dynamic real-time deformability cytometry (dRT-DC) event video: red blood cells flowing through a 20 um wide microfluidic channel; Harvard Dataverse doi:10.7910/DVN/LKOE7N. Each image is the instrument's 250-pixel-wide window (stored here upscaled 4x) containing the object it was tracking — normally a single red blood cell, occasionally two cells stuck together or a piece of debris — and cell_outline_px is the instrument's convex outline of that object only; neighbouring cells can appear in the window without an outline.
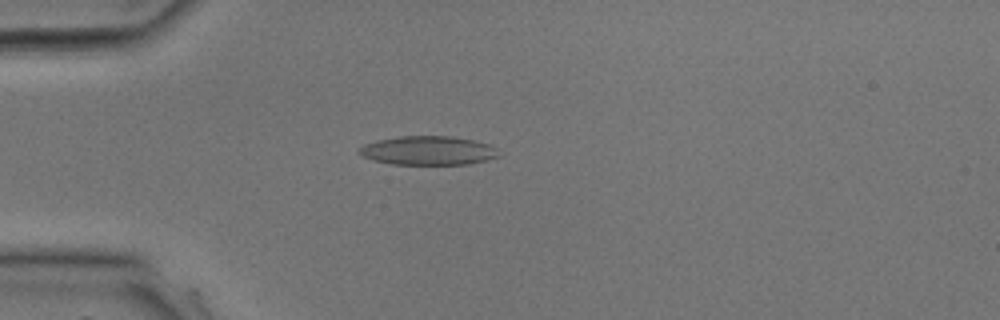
{"species": "common noctule bat (a hibernating species)", "species_latin": "Nyctalus noctula", "temperature_condition": "room temperature", "stored_images_in_passage": 10, "camera_frame_rate_fps": 3000, "um_per_image_px": 0.085, "animal": {"sex": "male", "body_mass_g": 17.9, "forearm_length_mm": 54.2}, "frame": {"image": 1, "passage_image": 3, "time_ms": 0.667, "image_size_px": [1000, 320], "cell_outline_px": [[500, 156], [488, 160], [468, 164], [392, 164], [372, 160], [356, 152], [364, 144], [376, 140], [400, 136], [452, 136], [472, 140], [488, 144], [496, 148]], "centroid_in_image_um": [36.38, 12.8], "position_along_channel_um": 48.6, "area_um2": 23.52}}
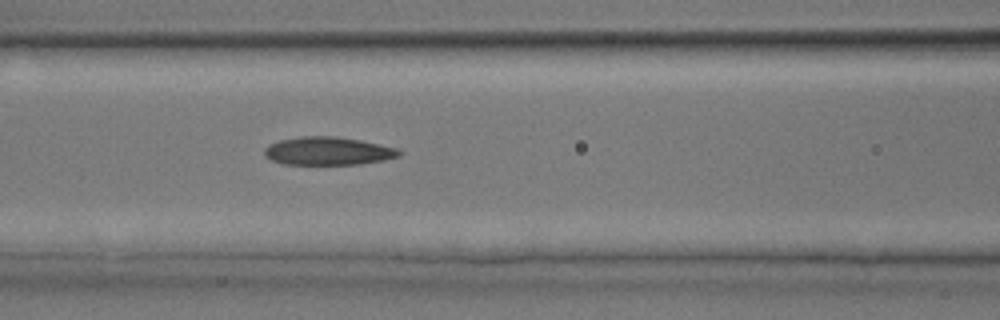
{"frame": {"image": 2, "passage_image": 8, "time_ms": 2.333, "image_size_px": [1000, 320], "cell_outline_px": [[404, 152], [400, 156], [384, 160], [360, 164], [284, 164], [272, 160], [264, 156], [264, 148], [268, 144], [280, 140], [300, 136], [336, 136], [360, 140], [400, 148]], "centroid_in_image_um": [27.91, 12.83], "position_along_channel_um": 138.7, "area_um2": 22.31}}